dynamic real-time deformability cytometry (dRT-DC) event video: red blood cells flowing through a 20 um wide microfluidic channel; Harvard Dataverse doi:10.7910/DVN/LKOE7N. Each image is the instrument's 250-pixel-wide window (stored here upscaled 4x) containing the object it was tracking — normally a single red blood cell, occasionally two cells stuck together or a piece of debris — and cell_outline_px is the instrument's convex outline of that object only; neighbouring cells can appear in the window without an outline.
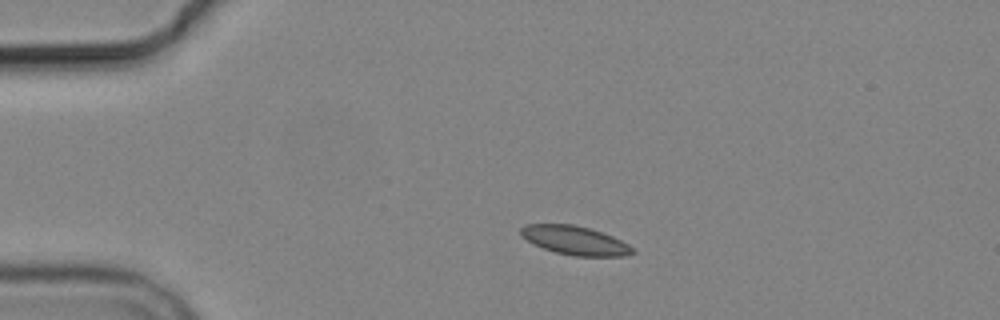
{"species": "common noctule bat (a hibernating species)", "species_latin": "Nyctalus noctula", "temperature_condition": "cold", "stored_images_in_passage": 2, "camera_frame_rate_fps": 3000, "um_per_image_px": 0.085, "animal": {"sex": "male", "body_mass_g": 19.2, "forearm_length_mm": 51.8}, "frame": {"image": 1, "passage_image": 1, "time_ms": 0.0, "image_size_px": [1000, 320], "cell_outline_px": [[636, 252], [624, 256], [572, 256], [556, 252], [544, 248], [520, 236], [520, 228], [528, 224], [572, 224], [588, 228], [612, 236], [628, 244]], "centroid_in_image_um": [48.87, 20.44], "position_along_channel_um": 36.1, "area_um2": 18.5}}